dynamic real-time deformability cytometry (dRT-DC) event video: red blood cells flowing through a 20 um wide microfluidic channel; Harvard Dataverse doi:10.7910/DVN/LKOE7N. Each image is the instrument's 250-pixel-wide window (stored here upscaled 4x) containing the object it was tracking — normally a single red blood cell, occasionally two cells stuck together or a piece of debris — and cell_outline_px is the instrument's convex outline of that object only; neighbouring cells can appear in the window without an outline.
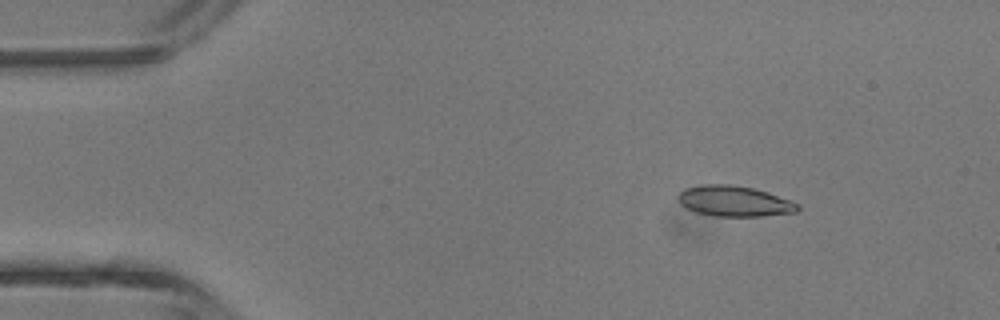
{"species": "common noctule bat (a hibernating species)", "species_latin": "Nyctalus noctula", "temperature_condition": "room temperature", "stored_images_in_passage": 3, "camera_frame_rate_fps": 3000, "um_per_image_px": 0.085, "animal": {"sex": "male", "body_mass_g": 13.3}, "frame": {"image": 1, "passage_image": 1, "time_ms": 0.0, "image_size_px": [1000, 320], "cell_outline_px": [[800, 208], [796, 212], [764, 216], [712, 216], [696, 212], [680, 204], [676, 196], [684, 188], [704, 184], [732, 184], [752, 188], [768, 192], [800, 204]], "centroid_in_image_um": [62.4, 17.09], "position_along_channel_um": 22.6, "area_um2": 21.44}}